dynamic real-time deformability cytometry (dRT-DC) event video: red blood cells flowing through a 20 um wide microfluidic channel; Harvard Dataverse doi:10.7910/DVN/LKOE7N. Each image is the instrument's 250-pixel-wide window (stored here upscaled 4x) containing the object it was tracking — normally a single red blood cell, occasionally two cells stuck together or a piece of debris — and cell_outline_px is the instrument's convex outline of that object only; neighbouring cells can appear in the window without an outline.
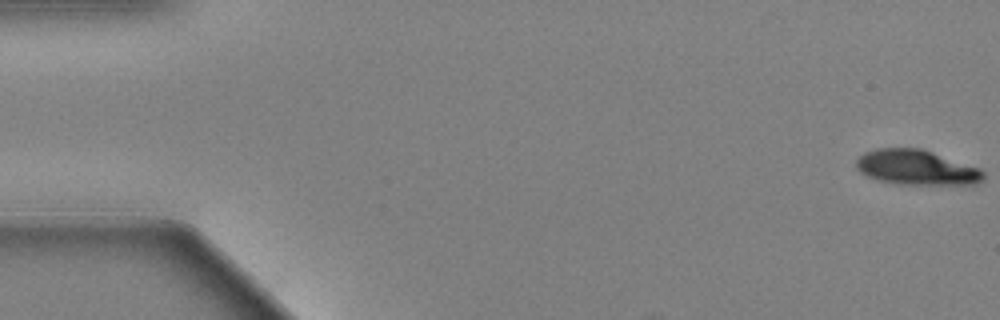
{"species": "Egyptian fruit bat (a non-hibernating species)", "species_latin": "Rousettus aegyptiacus", "temperature_condition": "warm", "stored_images_in_passage": 61, "camera_frame_rate_fps": 3000, "um_per_image_px": 0.085, "animal": {"sex": "female"}, "frame": {"image": 1, "passage_image": 1, "time_ms": 0.0, "image_size_px": [1000, 320], "cell_outline_px": [[984, 180], [976, 184], [900, 184], [880, 180], [868, 176], [860, 172], [856, 168], [856, 160], [864, 152], [876, 148], [920, 148], [980, 168], [984, 172]], "centroid_in_image_um": [77.9, 14.23], "position_along_channel_um": 7.1, "area_um2": 25.78}}
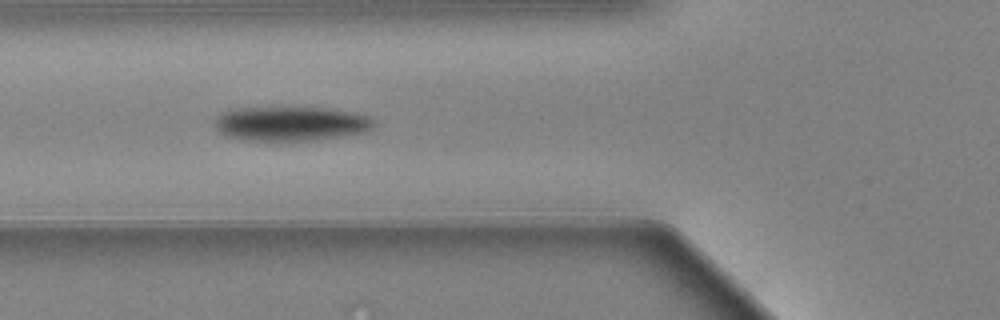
{"frame": {"image": 2, "passage_image": 23, "time_ms": 7.333, "image_size_px": [1000, 320], "cell_outline_px": [[376, 124], [368, 132], [344, 136], [316, 140], [280, 144], [240, 140], [224, 136], [216, 128], [216, 116], [220, 112], [236, 108], [328, 108], [352, 112], [372, 116], [376, 120]], "centroid_in_image_um": [24.73, 10.56], "position_along_channel_um": 101.1, "area_um2": 33.35}}
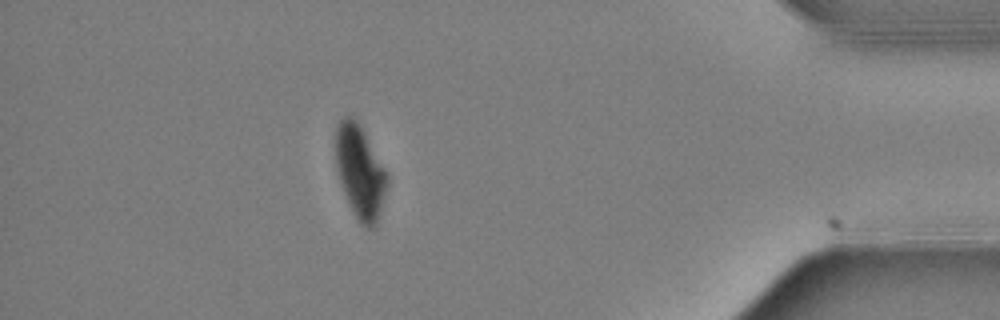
{"frame": {"image": 3, "passage_image": 54, "time_ms": 17.667, "image_size_px": [1000, 320], "cell_outline_px": [[388, 184], [376, 224], [372, 228], [368, 228], [360, 224], [352, 212], [344, 192], [336, 168], [336, 124], [344, 116], [352, 116], [356, 120], [364, 132], [384, 168], [388, 176]], "centroid_in_image_um": [30.59, 14.61], "position_along_channel_um": 404.6, "area_um2": 27.57}}